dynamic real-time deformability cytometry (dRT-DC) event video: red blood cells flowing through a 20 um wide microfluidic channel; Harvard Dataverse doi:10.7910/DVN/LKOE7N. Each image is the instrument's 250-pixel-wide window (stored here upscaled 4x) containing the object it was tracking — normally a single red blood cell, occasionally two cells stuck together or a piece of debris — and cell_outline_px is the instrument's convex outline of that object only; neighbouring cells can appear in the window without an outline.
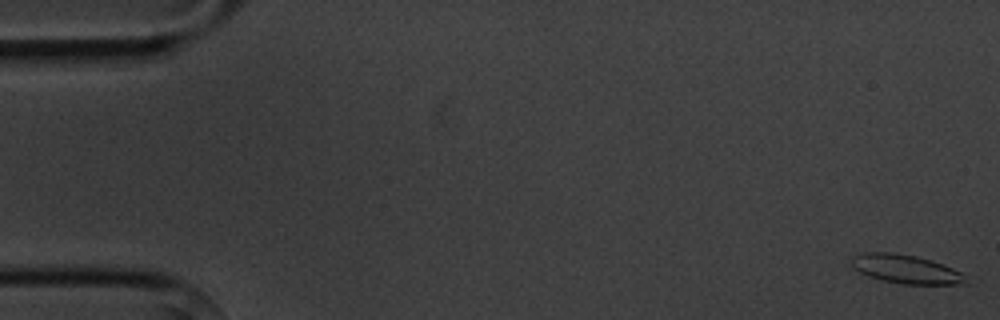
{"species": "common noctule bat (a hibernating species)", "species_latin": "Nyctalus noctula", "temperature_condition": "cold", "stored_images_in_passage": 5, "camera_frame_rate_fps": 3000, "um_per_image_px": 0.085, "animal": {"sex": "male", "body_mass_g": 20.1, "forearm_length_mm": 53.5}, "frame": {"image": 1, "passage_image": 1, "time_ms": 0.0, "image_size_px": [1000, 320], "cell_outline_px": [[972, 284], [904, 284], [880, 280], [868, 276], [852, 268], [852, 256], [864, 252], [892, 252], [916, 256], [932, 260], [952, 268], [960, 272]], "centroid_in_image_um": [77.0, 22.88], "position_along_channel_um": 8.0, "area_um2": 19.25}}
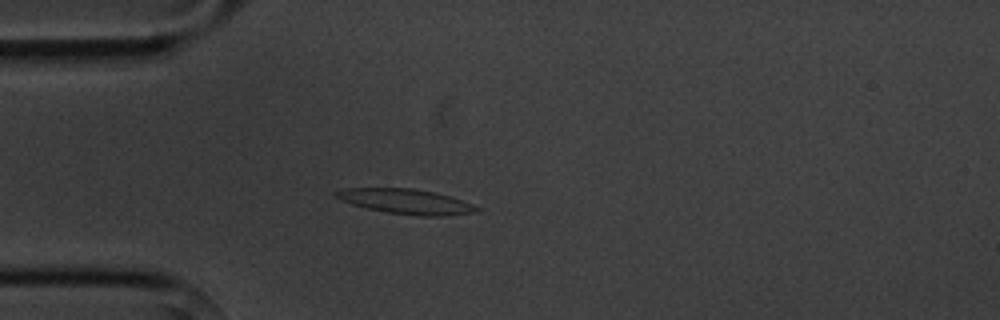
{"frame": {"image": 2, "passage_image": 4, "time_ms": 4.667, "image_size_px": [1000, 320], "cell_outline_px": [[480, 208], [476, 212], [444, 216], [420, 216], [388, 212], [364, 208], [352, 204], [332, 196], [332, 192], [348, 188], [412, 188], [436, 192], [452, 196], [472, 204]], "centroid_in_image_um": [34.5, 17.12], "position_along_channel_um": 50.5, "area_um2": 20.58}}